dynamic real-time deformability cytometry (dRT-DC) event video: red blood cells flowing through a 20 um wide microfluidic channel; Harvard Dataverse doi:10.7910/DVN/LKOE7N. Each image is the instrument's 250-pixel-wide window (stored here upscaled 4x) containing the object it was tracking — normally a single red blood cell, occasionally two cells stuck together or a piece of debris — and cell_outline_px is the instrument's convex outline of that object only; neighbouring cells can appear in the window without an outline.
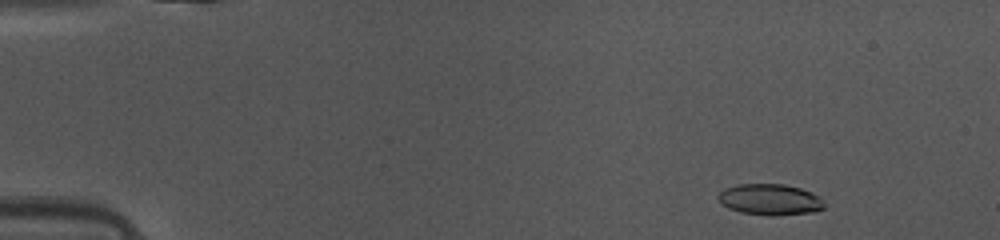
{"species": "common noctule bat (a hibernating species)", "species_latin": "Nyctalus noctula", "temperature_condition": "warm", "stored_images_in_passage": 48, "camera_frame_rate_fps": 3000, "um_per_image_px": 0.085, "animal": {"sex": "female", "body_mass_g": 10.0, "forearm_length_mm": 53.1}, "frame": {"image": 1, "passage_image": 6, "time_ms": 1.667, "image_size_px": [1000, 240], "cell_outline_px": [[824, 208], [812, 212], [772, 216], [768, 216], [740, 212], [728, 208], [720, 204], [716, 196], [724, 188], [740, 184], [784, 184], [800, 188], [812, 192], [820, 196], [824, 204]], "centroid_in_image_um": [65.42, 16.96], "position_along_channel_um": 19.6, "area_um2": 19.42}}
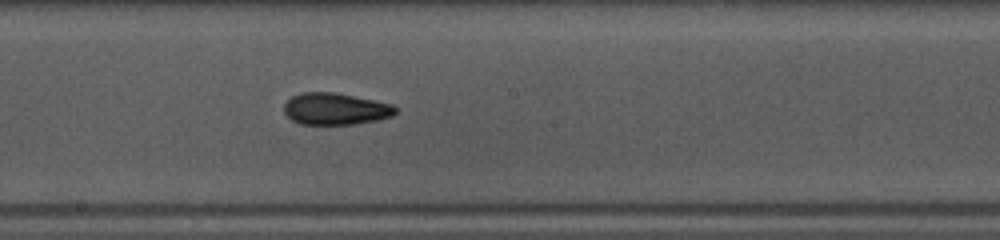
{"frame": {"image": 2, "passage_image": 27, "time_ms": 8.667, "image_size_px": [1000, 240], "cell_outline_px": [[396, 112], [392, 116], [376, 120], [356, 124], [300, 124], [292, 120], [284, 112], [284, 104], [292, 96], [300, 92], [336, 92], [392, 104], [396, 108]], "centroid_in_image_um": [28.49, 9.25], "position_along_channel_um": 219.7, "area_um2": 20.63}}
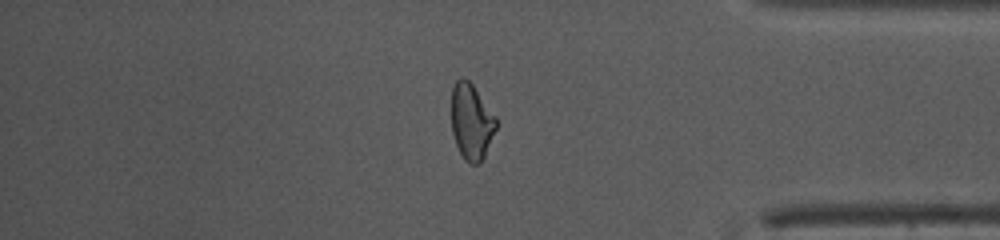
{"frame": {"image": 3, "passage_image": 41, "time_ms": 13.333, "image_size_px": [1000, 240], "cell_outline_px": [[496, 128], [484, 156], [476, 164], [468, 164], [464, 160], [456, 144], [452, 132], [452, 88], [456, 80], [460, 76], [464, 76], [472, 84], [496, 116]], "centroid_in_image_um": [40.05, 10.31], "position_along_channel_um": 395.1, "area_um2": 19.65}, "authors_computed_cell_mechanics": {"area_um2": 20.1722, "velocity_mm_per_s": 4.1776, "shape_relaxation_time_tau1_ms": 4.8697, "shape_relaxation_time_tau2_ms": 2.4199, "deformation_change_tau1": 0.1569, "deformation_change_tau2": 0.0978}}